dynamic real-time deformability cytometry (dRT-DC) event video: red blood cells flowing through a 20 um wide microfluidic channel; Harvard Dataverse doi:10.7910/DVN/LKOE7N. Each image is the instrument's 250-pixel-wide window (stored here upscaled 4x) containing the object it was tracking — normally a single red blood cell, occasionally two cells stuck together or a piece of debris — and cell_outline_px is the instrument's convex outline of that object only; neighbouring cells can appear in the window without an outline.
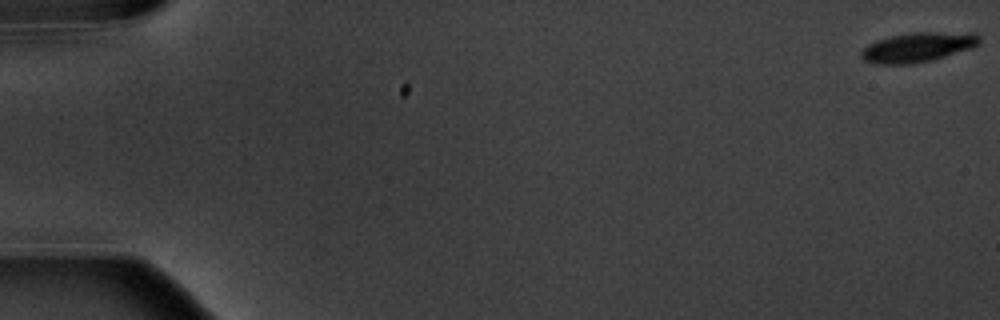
{"species": "common noctule bat (a hibernating species)", "species_latin": "Nyctalus noctula", "temperature_condition": "warm", "stored_images_in_passage": 7, "camera_frame_rate_fps": 3000, "um_per_image_px": 0.085, "animal": {"sex": "male", "body_mass_g": 20.1, "forearm_length_mm": 53.5}, "frame": {"image": 1, "passage_image": 1, "time_ms": 0.0, "image_size_px": [1000, 320], "cell_outline_px": [[980, 44], [972, 48], [932, 60], [912, 64], [872, 64], [864, 60], [860, 56], [860, 52], [868, 44], [876, 40], [892, 36], [912, 32], [976, 32], [980, 36]], "centroid_in_image_um": [78.04, 4.01], "position_along_channel_um": 7.0, "area_um2": 20.69}}
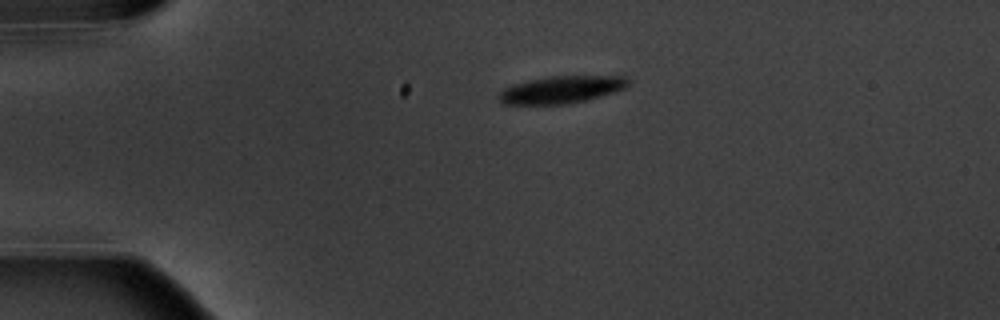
{"frame": {"image": 2, "passage_image": 4, "time_ms": 4.333, "image_size_px": [1000, 320], "cell_outline_px": [[628, 84], [624, 88], [600, 96], [584, 100], [564, 104], [504, 104], [496, 96], [504, 88], [512, 84], [528, 80], [548, 76], [628, 76]], "centroid_in_image_um": [47.67, 7.6], "position_along_channel_um": 37.3, "area_um2": 20.4}}
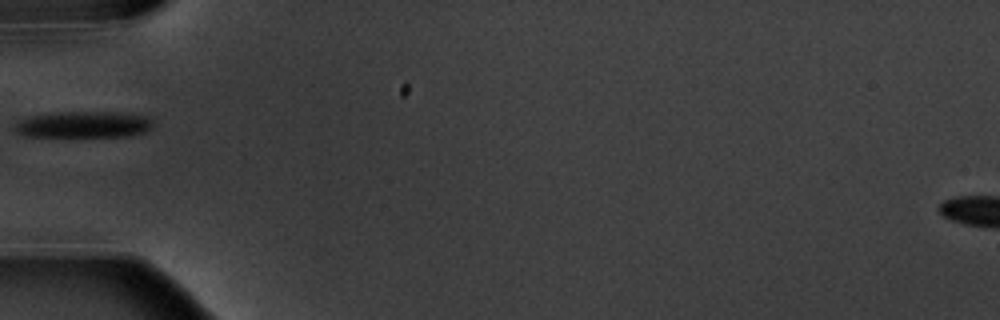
{"frame": {"image": 3, "passage_image": 6, "time_ms": 6.667, "image_size_px": [1000, 320], "cell_outline_px": [[152, 128], [132, 136], [24, 136], [16, 132], [12, 128], [16, 120], [32, 116], [60, 112], [116, 112], [148, 116], [152, 120]], "centroid_in_image_um": [7.07, 10.58], "position_along_channel_um": 77.9, "area_um2": 21.33}}